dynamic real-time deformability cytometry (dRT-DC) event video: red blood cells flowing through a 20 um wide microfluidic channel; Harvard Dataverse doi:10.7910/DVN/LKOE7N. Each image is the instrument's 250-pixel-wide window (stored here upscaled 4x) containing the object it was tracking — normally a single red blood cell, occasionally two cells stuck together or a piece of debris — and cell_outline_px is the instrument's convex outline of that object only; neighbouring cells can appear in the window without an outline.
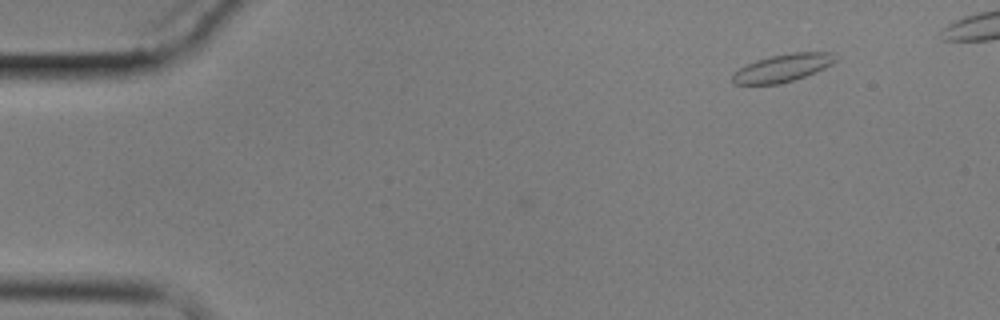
{"species": "common noctule bat (a hibernating species)", "species_latin": "Nyctalus noctula", "temperature_condition": "cold", "stored_images_in_passage": 3, "camera_frame_rate_fps": 3000, "um_per_image_px": 0.085, "animal": {"sex": "male", "body_mass_g": 17.9}, "frame": {"image": 1, "passage_image": 3, "time_ms": 2.333, "image_size_px": [1000, 320], "cell_outline_px": [[836, 60], [832, 64], [824, 68], [804, 76], [780, 84], [732, 84], [732, 72], [756, 60], [772, 56], [792, 52], [832, 52]], "centroid_in_image_um": [66.49, 5.77], "position_along_channel_um": 18.5, "area_um2": 16.42}}